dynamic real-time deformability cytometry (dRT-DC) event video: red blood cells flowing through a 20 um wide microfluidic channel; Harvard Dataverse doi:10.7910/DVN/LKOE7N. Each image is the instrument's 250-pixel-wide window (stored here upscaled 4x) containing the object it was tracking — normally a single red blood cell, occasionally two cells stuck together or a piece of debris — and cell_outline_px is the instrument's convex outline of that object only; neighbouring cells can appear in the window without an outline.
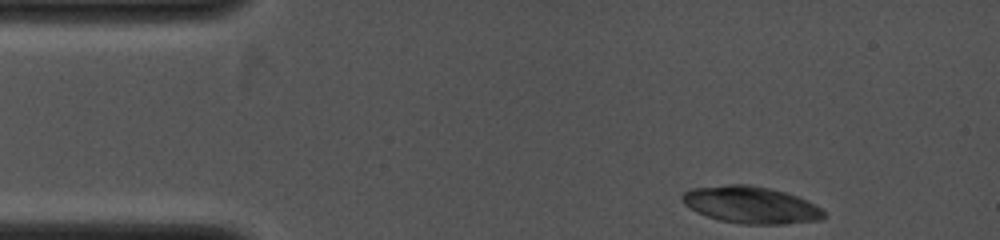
{"species": "common noctule bat (a hibernating species)", "species_latin": "Nyctalus noctula", "temperature_condition": "cold", "stored_images_in_passage": 4, "camera_frame_rate_fps": 4000, "um_per_image_px": 0.085, "animal": {"sex": "female", "body_mass_g": 19.0, "forearm_length_mm": 53.3}, "frame": {"image": 1, "passage_image": 1, "time_ms": 0.0, "image_size_px": [1000, 240], "cell_outline_px": [[828, 216], [824, 220], [784, 224], [740, 224], [720, 220], [696, 212], [684, 204], [680, 200], [680, 196], [684, 192], [692, 188], [728, 184], [748, 184], [768, 188], [784, 192], [808, 200], [820, 208]], "centroid_in_image_um": [63.84, 17.42], "position_along_channel_um": 21.2, "area_um2": 30.75}}